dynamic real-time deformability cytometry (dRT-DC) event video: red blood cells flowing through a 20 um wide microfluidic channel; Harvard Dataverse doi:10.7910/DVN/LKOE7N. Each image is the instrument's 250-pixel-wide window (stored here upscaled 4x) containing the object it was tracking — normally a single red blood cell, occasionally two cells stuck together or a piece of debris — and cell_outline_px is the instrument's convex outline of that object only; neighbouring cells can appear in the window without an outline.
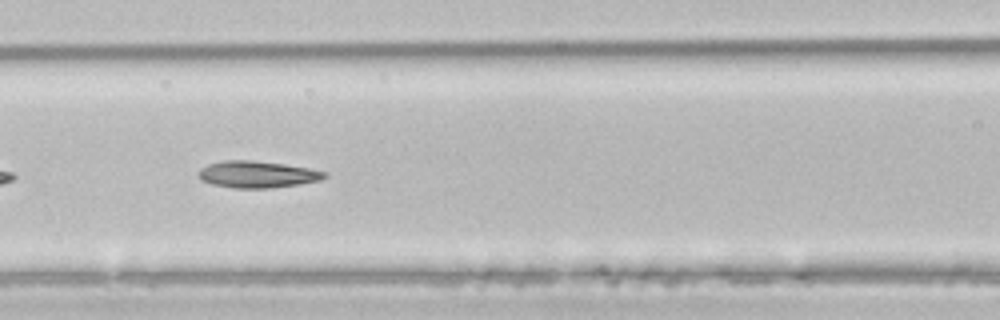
{"species": "common noctule bat (a hibernating species)", "species_latin": "Nyctalus noctula", "temperature_condition": "room temperature", "stored_images_in_passage": 18, "camera_frame_rate_fps": 3000, "um_per_image_px": 0.085, "animal": {"sex": "male", "body_mass_g": 21.5, "forearm_length_mm": 52.0}, "frame": {"image": 1, "passage_image": 8, "time_ms": 2.333, "image_size_px": [1000, 320], "cell_outline_px": [[328, 176], [320, 180], [300, 184], [272, 188], [236, 188], [212, 184], [200, 180], [196, 172], [200, 168], [208, 164], [224, 160], [248, 160], [284, 164], [308, 168], [328, 172]], "centroid_in_image_um": [21.85, 14.82], "position_along_channel_um": 144.7, "area_um2": 19.77}}
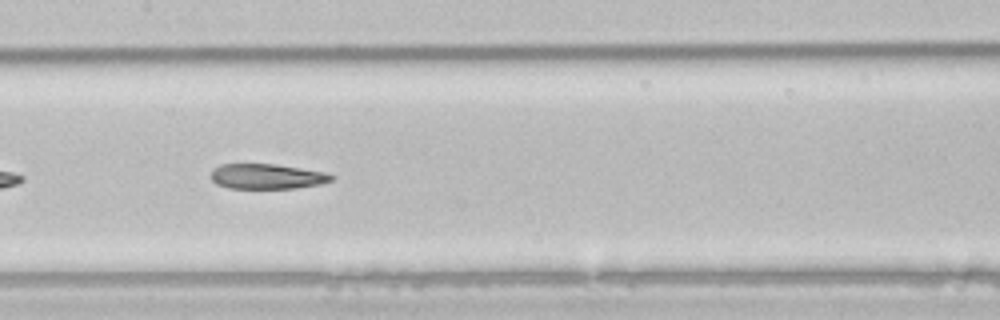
{"frame": {"image": 2, "passage_image": 11, "time_ms": 3.333, "image_size_px": [1000, 320], "cell_outline_px": [[336, 176], [332, 180], [320, 184], [296, 188], [228, 188], [216, 184], [208, 176], [220, 164], [276, 164], [324, 172]], "centroid_in_image_um": [22.67, 15.0], "position_along_channel_um": 184.7, "area_um2": 17.63}}